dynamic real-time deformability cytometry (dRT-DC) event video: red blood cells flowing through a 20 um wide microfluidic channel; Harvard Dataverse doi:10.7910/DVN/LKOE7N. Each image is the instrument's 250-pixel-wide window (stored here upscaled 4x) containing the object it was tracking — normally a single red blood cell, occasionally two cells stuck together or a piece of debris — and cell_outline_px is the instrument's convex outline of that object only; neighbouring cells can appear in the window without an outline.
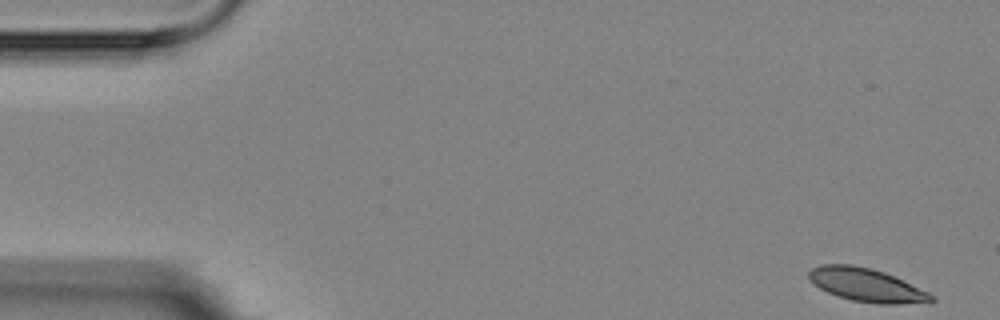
{"species": "Egyptian fruit bat (a non-hibernating species)", "species_latin": "Rousettus aegyptiacus", "temperature_condition": "room temperature", "stored_images_in_passage": 6, "segment_of_instrument_passage": [1, 2], "camera_frame_rate_fps": 3000, "um_per_image_px": 0.085, "animal": {"sex": "female"}, "frame": {"image": 1, "passage_image": 1, "time_ms": 0.0, "image_size_px": [1000, 320], "cell_outline_px": [[936, 300], [928, 304], [876, 304], [852, 300], [836, 296], [812, 284], [808, 280], [808, 272], [812, 268], [820, 264], [852, 264], [872, 268], [884, 272], [904, 280], [936, 296]], "centroid_in_image_um": [73.69, 24.24], "position_along_channel_um": 11.3, "area_um2": 24.39}}
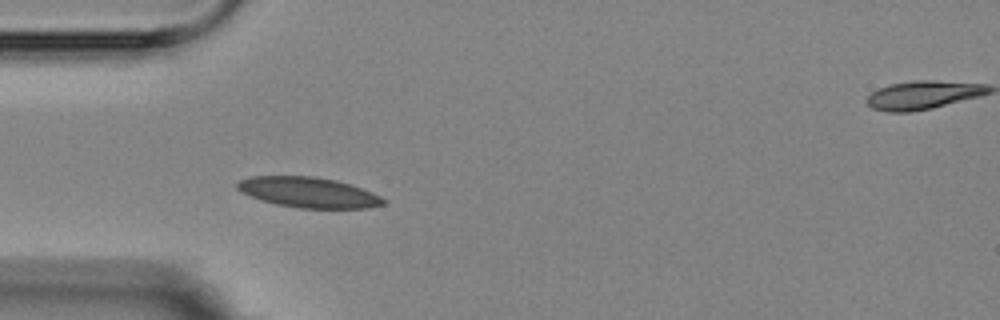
{"frame": {"image": 2, "passage_image": 5, "time_ms": 4.667, "image_size_px": [1000, 320], "cell_outline_px": [[388, 200], [384, 204], [368, 208], [300, 208], [276, 204], [260, 200], [240, 192], [236, 188], [236, 184], [240, 180], [248, 176], [316, 176], [336, 180], [372, 192]], "centroid_in_image_um": [26.19, 16.35], "position_along_channel_um": 58.8, "area_um2": 25.95}}